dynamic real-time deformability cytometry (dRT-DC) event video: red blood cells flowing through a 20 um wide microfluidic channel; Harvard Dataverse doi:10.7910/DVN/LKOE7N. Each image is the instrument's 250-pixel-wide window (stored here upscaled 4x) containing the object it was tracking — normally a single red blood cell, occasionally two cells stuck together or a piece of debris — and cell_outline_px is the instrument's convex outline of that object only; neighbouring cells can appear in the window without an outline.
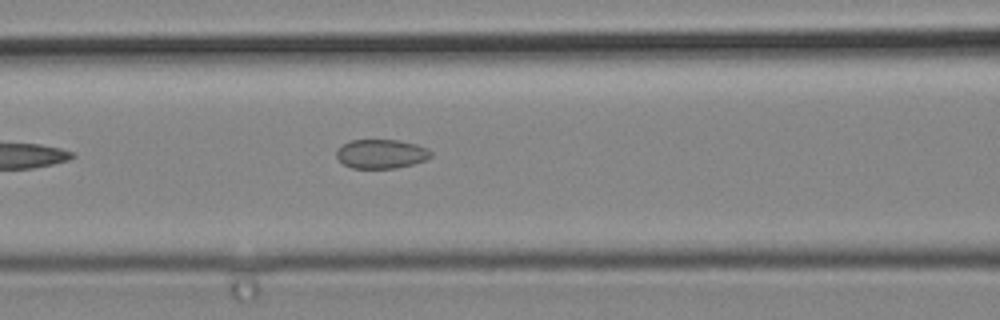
{"species": "common noctule bat (a hibernating species)", "species_latin": "Nyctalus noctula", "temperature_condition": "cold", "stored_images_in_passage": 4, "camera_frame_rate_fps": 3000, "um_per_image_px": 0.085, "animal": {"sex": "male", "body_mass_g": 19.2, "forearm_length_mm": 51.8}, "frame": {"image": 1, "passage_image": 4, "time_ms": 1.0, "image_size_px": [1000, 320], "cell_outline_px": [[432, 156], [424, 160], [412, 164], [396, 168], [352, 168], [344, 164], [336, 156], [336, 152], [344, 144], [352, 140], [400, 140], [416, 144], [428, 148], [432, 152]], "centroid_in_image_um": [32.43, 13.08], "position_along_channel_um": 134.2, "area_um2": 15.9}}